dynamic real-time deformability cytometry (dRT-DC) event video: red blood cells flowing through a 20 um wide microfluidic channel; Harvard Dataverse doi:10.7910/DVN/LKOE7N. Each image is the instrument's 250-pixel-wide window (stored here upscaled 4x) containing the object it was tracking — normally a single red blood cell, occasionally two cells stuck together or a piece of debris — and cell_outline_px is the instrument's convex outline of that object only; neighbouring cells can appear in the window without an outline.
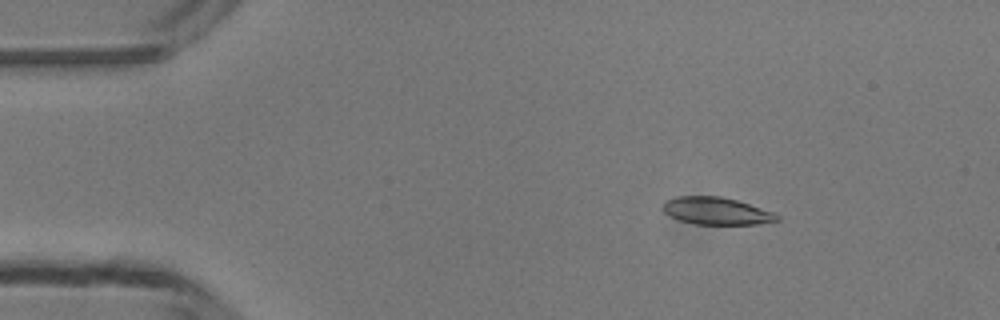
{"species": "common noctule bat (a hibernating species)", "species_latin": "Nyctalus noctula", "temperature_condition": "room temperature", "stored_images_in_passage": 3, "camera_frame_rate_fps": 3000, "um_per_image_px": 0.085, "animal": {"sex": "male", "body_mass_g": 13.3}, "frame": {"image": 1, "passage_image": 2, "time_ms": 1.333, "image_size_px": [1000, 320], "cell_outline_px": [[780, 220], [756, 224], [696, 224], [680, 220], [664, 212], [664, 200], [676, 196], [720, 196], [736, 200], [772, 212], [780, 216]], "centroid_in_image_um": [60.88, 17.93], "position_along_channel_um": 24.1, "area_um2": 17.92}}